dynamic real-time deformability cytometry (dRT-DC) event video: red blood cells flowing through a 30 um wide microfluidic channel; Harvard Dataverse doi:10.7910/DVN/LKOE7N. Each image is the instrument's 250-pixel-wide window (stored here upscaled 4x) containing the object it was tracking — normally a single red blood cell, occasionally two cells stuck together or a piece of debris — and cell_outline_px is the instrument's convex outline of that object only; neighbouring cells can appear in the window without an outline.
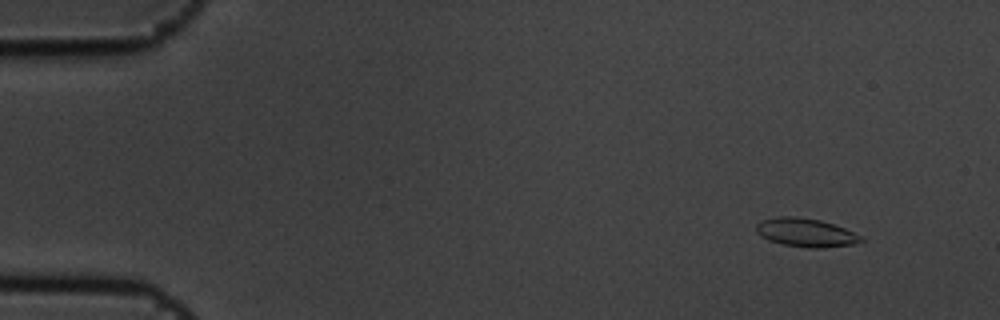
{"species": "common noctule bat (a hibernating species)", "species_latin": "Nyctalus noctula", "temperature_condition": "cold", "stored_images_in_passage": 6, "camera_frame_rate_fps": 3000, "um_per_image_px": 0.085, "animal": {"sex": "male", "body_mass_g": 19.5, "forearm_length_mm": 54.6}, "frame": {"image": 1, "passage_image": 2, "time_ms": 0.333, "image_size_px": [1000, 320], "cell_outline_px": [[864, 240], [852, 244], [820, 248], [808, 248], [784, 244], [768, 240], [760, 236], [756, 232], [756, 224], [760, 220], [780, 216], [792, 216], [820, 220], [844, 228], [864, 236]], "centroid_in_image_um": [68.47, 19.77], "position_along_channel_um": 16.5, "area_um2": 17.4}}
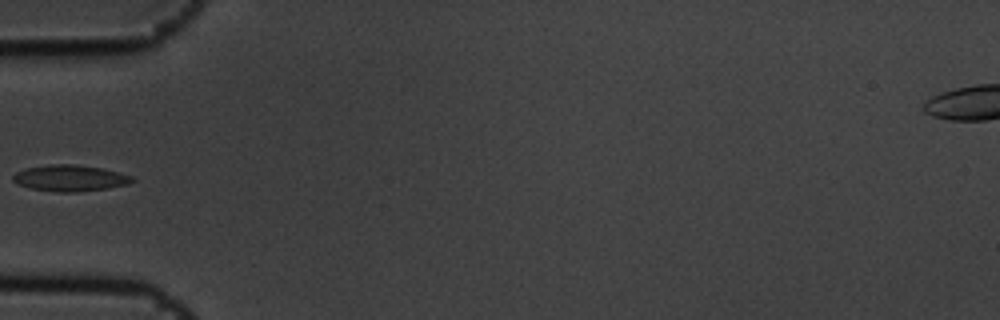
{"frame": {"image": 2, "passage_image": 6, "time_ms": 1.667, "image_size_px": [1000, 320], "cell_outline_px": [[136, 180], [128, 184], [108, 188], [80, 192], [60, 192], [32, 188], [16, 184], [12, 180], [12, 176], [16, 172], [24, 168], [52, 164], [76, 164], [104, 168], [132, 176]], "centroid_in_image_um": [5.96, 15.13], "position_along_channel_um": 79.0, "area_um2": 18.38}}